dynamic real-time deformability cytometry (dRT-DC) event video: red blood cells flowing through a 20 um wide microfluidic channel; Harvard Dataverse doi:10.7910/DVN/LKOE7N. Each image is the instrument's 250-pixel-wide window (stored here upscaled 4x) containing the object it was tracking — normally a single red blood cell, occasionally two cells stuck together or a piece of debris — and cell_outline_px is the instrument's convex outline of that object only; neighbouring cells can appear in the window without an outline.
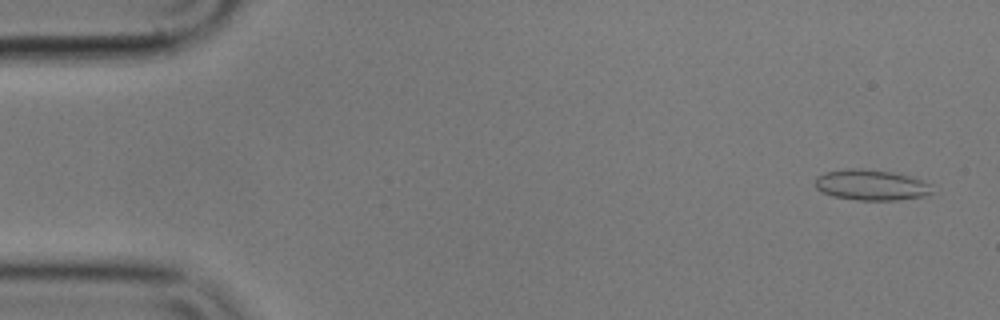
{"species": "common noctule bat (a hibernating species)", "species_latin": "Nyctalus noctula", "temperature_condition": "cold", "stored_images_in_passage": 54, "camera_frame_rate_fps": 3000, "um_per_image_px": 0.085, "animal": {"sex": "male", "body_mass_g": 17.9}, "frame": {"image": 1, "passage_image": 3, "time_ms": 0.667, "image_size_px": [1000, 320], "cell_outline_px": [[932, 192], [924, 196], [896, 200], [860, 200], [832, 196], [816, 188], [816, 176], [828, 172], [848, 168], [860, 168], [892, 172], [908, 176], [932, 184]], "centroid_in_image_um": [74.06, 15.72], "position_along_channel_um": 10.9, "area_um2": 20.69}}
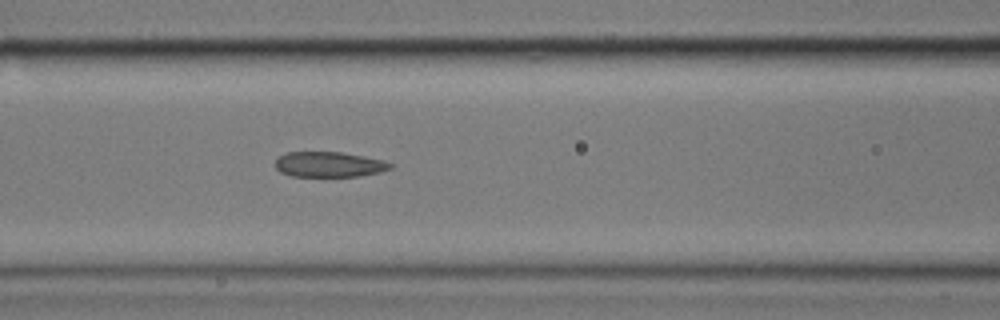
{"frame": {"image": 2, "passage_image": 23, "time_ms": 7.333, "image_size_px": [1000, 320], "cell_outline_px": [[392, 168], [380, 172], [360, 176], [292, 176], [280, 172], [276, 168], [276, 160], [280, 156], [288, 152], [340, 152], [364, 156], [384, 160], [392, 164]], "centroid_in_image_um": [27.99, 13.98], "position_along_channel_um": 138.6, "area_um2": 16.88}}
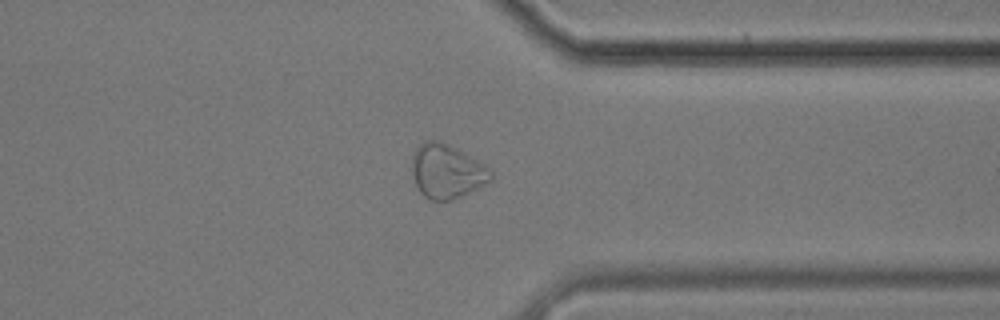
{"frame": {"image": 3, "passage_image": 43, "time_ms": 14.0, "image_size_px": [1000, 320], "cell_outline_px": [[492, 180], [452, 200], [432, 200], [424, 196], [420, 192], [416, 184], [412, 172], [412, 152], [424, 140], [436, 140], [448, 144], [456, 148], [484, 164], [492, 172]], "centroid_in_image_um": [37.95, 14.54], "position_along_channel_um": 373.5, "area_um2": 24.62}, "authors_computed_cell_mechanics": {"area_um2": 19.7676, "velocity_mm_per_s": 3.5746, "shape_relaxation_time_tau1_ms": null, "shape_relaxation_time_tau2_ms": 2.1707, "deformation_change_tau1": null, "deformation_change_tau2": 0.0794}}